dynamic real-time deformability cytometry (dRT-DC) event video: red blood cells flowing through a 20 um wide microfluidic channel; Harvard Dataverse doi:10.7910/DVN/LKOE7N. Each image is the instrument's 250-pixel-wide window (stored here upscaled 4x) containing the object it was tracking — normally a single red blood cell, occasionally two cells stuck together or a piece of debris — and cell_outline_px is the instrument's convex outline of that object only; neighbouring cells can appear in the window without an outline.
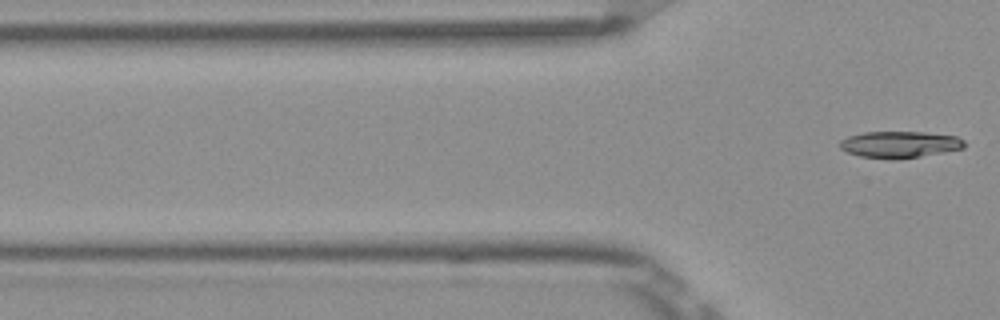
{"species": "Egyptian fruit bat (a non-hibernating species)", "species_latin": "Rousettus aegyptiacus", "temperature_condition": "room temperature", "stored_images_in_passage": 6, "segment_of_instrument_passage": [2, 2], "camera_frame_rate_fps": 3000, "um_per_image_px": 0.085, "frame": {"image": 1, "passage_image": 6, "time_ms": 1.667, "image_size_px": [1000, 320], "cell_outline_px": [[964, 148], [900, 160], [896, 160], [860, 156], [848, 152], [840, 148], [840, 140], [848, 136], [864, 132], [924, 132], [956, 136], [964, 140]], "centroid_in_image_um": [76.46, 12.28], "position_along_channel_um": 49.3, "area_um2": 19.31}}